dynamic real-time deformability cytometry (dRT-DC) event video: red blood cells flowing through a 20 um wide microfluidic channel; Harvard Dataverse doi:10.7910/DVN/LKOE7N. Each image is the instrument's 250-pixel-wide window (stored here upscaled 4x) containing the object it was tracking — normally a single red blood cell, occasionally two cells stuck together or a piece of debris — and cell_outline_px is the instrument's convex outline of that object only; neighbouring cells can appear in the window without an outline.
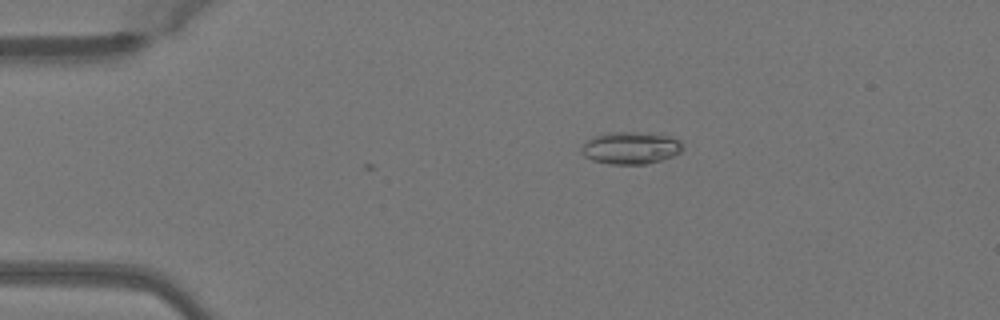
{"species": "Egyptian fruit bat (a non-hibernating species)", "species_latin": "Rousettus aegyptiacus", "temperature_condition": "warm", "stored_images_in_passage": 5, "camera_frame_rate_fps": 3000, "um_per_image_px": 0.085, "animal": {"sex": "female"}, "frame": {"image": 1, "passage_image": 5, "time_ms": 1.333, "image_size_px": [1000, 320], "cell_outline_px": [[684, 148], [680, 152], [672, 156], [648, 164], [608, 164], [592, 160], [584, 156], [580, 152], [580, 148], [592, 136], [608, 132], [636, 132], [668, 136], [680, 140]], "centroid_in_image_um": [53.58, 12.58], "position_along_channel_um": 31.4, "area_um2": 19.07}}